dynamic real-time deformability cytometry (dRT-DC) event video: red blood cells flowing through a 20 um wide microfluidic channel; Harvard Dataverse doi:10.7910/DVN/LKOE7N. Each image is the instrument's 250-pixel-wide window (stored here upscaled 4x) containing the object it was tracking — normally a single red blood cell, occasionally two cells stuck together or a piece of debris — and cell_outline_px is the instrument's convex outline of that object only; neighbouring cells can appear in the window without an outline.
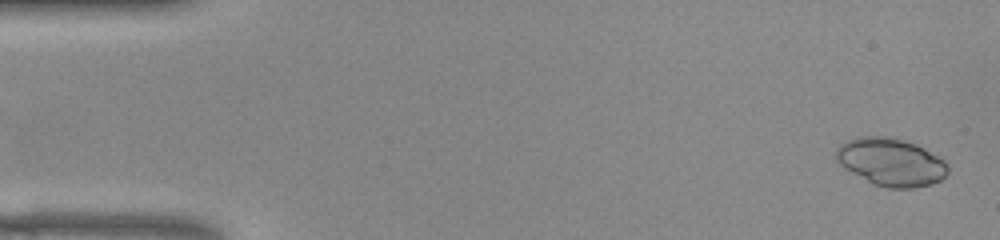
{"species": "common noctule bat (a hibernating species)", "species_latin": "Nyctalus noctula", "temperature_condition": "warm", "stored_images_in_passage": 52, "camera_frame_rate_fps": 3000, "um_per_image_px": 0.085, "animal": {"sex": "female", "body_mass_g": 22.0, "forearm_length_mm": 56.7}, "frame": {"image": 1, "passage_image": 2, "time_ms": 0.333, "image_size_px": [1000, 240], "cell_outline_px": [[948, 172], [940, 180], [932, 184], [916, 188], [888, 188], [872, 184], [844, 168], [836, 160], [836, 152], [840, 144], [856, 136], [888, 136], [904, 140], [916, 144], [924, 148], [944, 160], [948, 164]], "centroid_in_image_um": [75.73, 13.77], "position_along_channel_um": 9.3, "area_um2": 31.27}}